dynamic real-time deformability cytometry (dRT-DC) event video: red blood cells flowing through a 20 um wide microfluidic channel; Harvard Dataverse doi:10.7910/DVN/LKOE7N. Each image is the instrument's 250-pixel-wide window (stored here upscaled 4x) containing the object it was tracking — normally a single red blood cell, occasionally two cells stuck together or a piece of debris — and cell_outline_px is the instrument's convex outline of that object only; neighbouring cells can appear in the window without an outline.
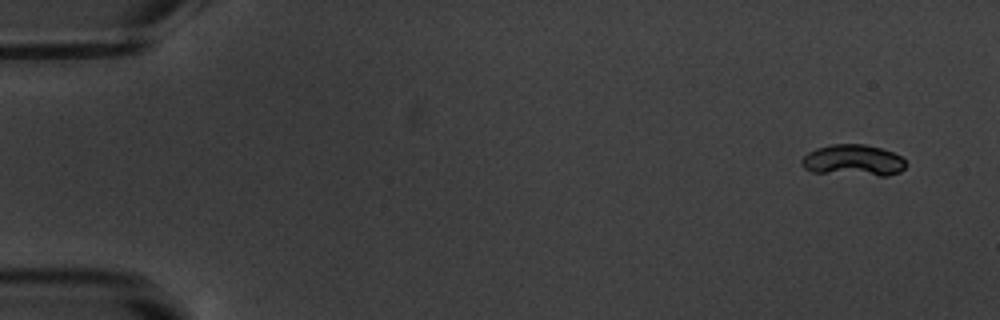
{"species": "common noctule bat (a hibernating species)", "species_latin": "Nyctalus noctula", "temperature_condition": "warm", "stored_images_in_passage": 5, "camera_frame_rate_fps": 3000, "um_per_image_px": 0.085, "animal": {"sex": "male", "body_mass_g": 20.1, "forearm_length_mm": 53.5}, "frame": {"image": 1, "passage_image": 1, "time_ms": 0.0, "image_size_px": [1000, 320], "cell_outline_px": [[908, 164], [900, 172], [888, 176], [880, 176], [812, 172], [804, 168], [800, 164], [800, 160], [808, 152], [816, 148], [832, 144], [864, 144], [880, 148], [892, 152], [900, 156]], "centroid_in_image_um": [72.52, 13.64], "position_along_channel_um": 12.5, "area_um2": 19.19}}
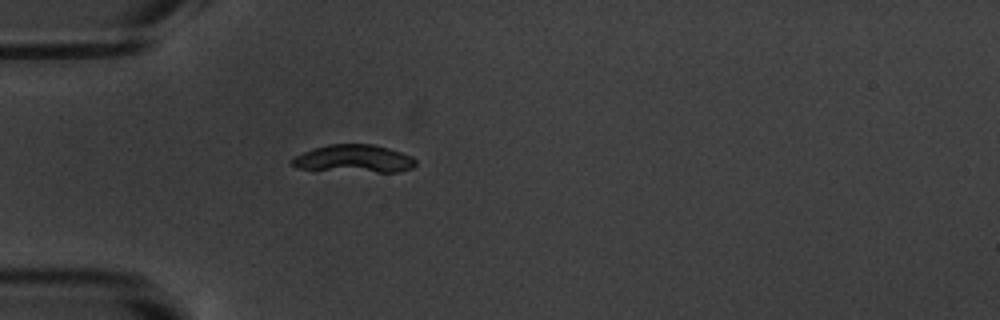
{"frame": {"image": 2, "passage_image": 5, "time_ms": 4.667, "image_size_px": [1000, 320], "cell_outline_px": [[416, 164], [412, 168], [396, 172], [376, 172], [296, 168], [288, 164], [288, 160], [312, 148], [328, 144], [372, 144], [388, 148], [412, 156], [416, 160]], "centroid_in_image_um": [30.06, 13.49], "position_along_channel_um": 54.9, "area_um2": 20.0}}